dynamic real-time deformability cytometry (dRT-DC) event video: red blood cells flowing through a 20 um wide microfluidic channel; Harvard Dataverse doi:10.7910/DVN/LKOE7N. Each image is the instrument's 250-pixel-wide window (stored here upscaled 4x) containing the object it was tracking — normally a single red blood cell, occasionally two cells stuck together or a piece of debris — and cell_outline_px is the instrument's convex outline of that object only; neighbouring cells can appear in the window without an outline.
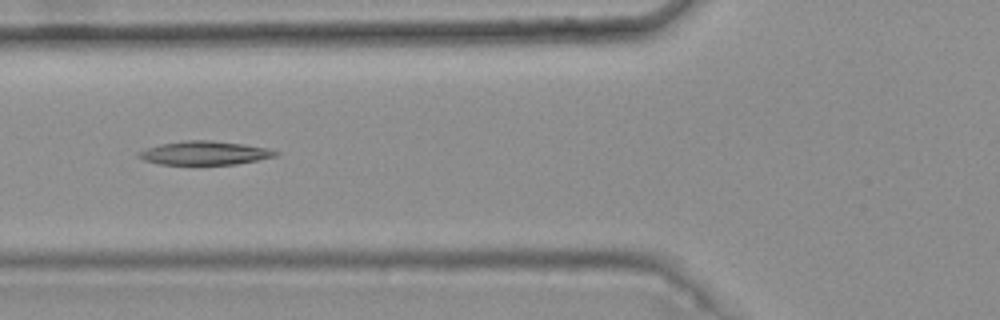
{"species": "common noctule bat (a hibernating species)", "species_latin": "Nyctalus noctula", "temperature_condition": "warm", "stored_images_in_passage": 7, "camera_frame_rate_fps": 3000, "um_per_image_px": 0.085, "animal": {"sex": "female", "body_mass_g": 25.1}, "frame": {"image": 1, "passage_image": 5, "time_ms": 1.333, "image_size_px": [1000, 320], "cell_outline_px": [[280, 152], [276, 156], [236, 164], [160, 164], [144, 160], [136, 156], [136, 152], [160, 144], [184, 140], [212, 140], [244, 144], [268, 148]], "centroid_in_image_um": [17.38, 12.99], "position_along_channel_um": 108.4, "area_um2": 18.84}}
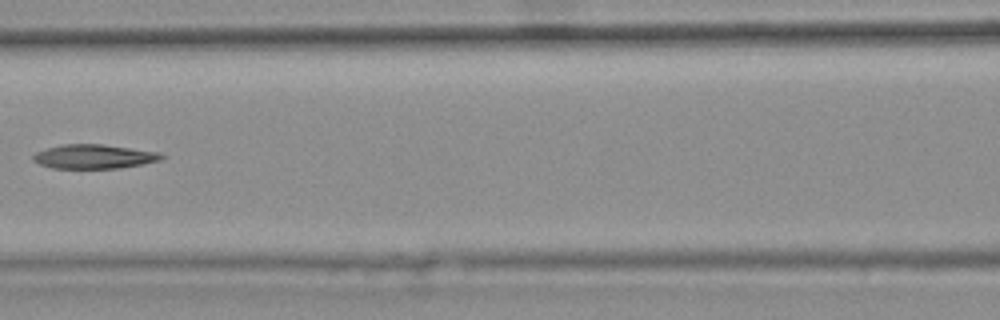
{"frame": {"image": 2, "passage_image": 6, "time_ms": 1.667, "image_size_px": [1000, 320], "cell_outline_px": [[168, 156], [160, 160], [144, 164], [120, 168], [52, 168], [40, 164], [32, 160], [32, 156], [36, 152], [60, 144], [104, 144], [160, 152]], "centroid_in_image_um": [8.03, 13.3], "position_along_channel_um": 158.6, "area_um2": 18.26}}
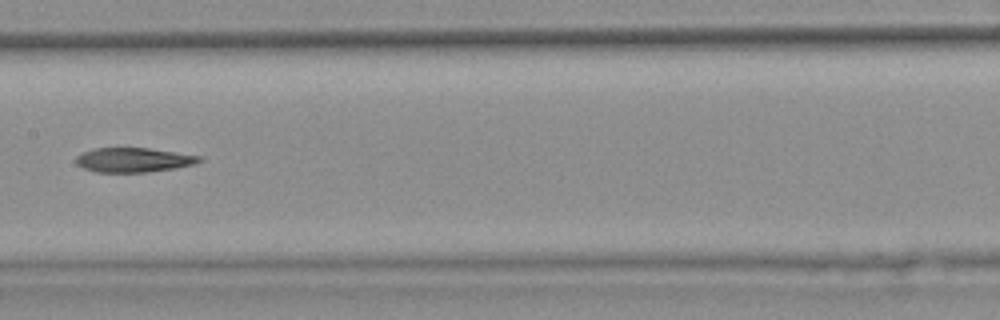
{"frame": {"image": 3, "passage_image": 7, "time_ms": 2.0, "image_size_px": [1000, 320], "cell_outline_px": [[204, 160], [196, 164], [176, 168], [148, 172], [96, 172], [84, 168], [76, 164], [76, 156], [92, 148], [148, 148], [200, 156]], "centroid_in_image_um": [11.36, 13.6], "position_along_channel_um": 196.0, "area_um2": 17.57}}